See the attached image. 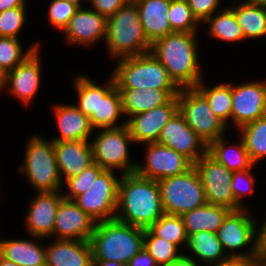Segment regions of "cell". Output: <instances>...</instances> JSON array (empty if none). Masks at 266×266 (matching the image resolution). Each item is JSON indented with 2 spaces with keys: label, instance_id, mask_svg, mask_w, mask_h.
Returning <instances> with one entry per match:
<instances>
[{
  "label": "cell",
  "instance_id": "cell-40",
  "mask_svg": "<svg viewBox=\"0 0 266 266\" xmlns=\"http://www.w3.org/2000/svg\"><path fill=\"white\" fill-rule=\"evenodd\" d=\"M103 170L99 164L94 162L78 176L68 179L65 184L70 192L63 195L64 199L74 201L79 195H82L90 188V185Z\"/></svg>",
  "mask_w": 266,
  "mask_h": 266
},
{
  "label": "cell",
  "instance_id": "cell-54",
  "mask_svg": "<svg viewBox=\"0 0 266 266\" xmlns=\"http://www.w3.org/2000/svg\"><path fill=\"white\" fill-rule=\"evenodd\" d=\"M243 3L266 7V0H247L246 2L244 1Z\"/></svg>",
  "mask_w": 266,
  "mask_h": 266
},
{
  "label": "cell",
  "instance_id": "cell-39",
  "mask_svg": "<svg viewBox=\"0 0 266 266\" xmlns=\"http://www.w3.org/2000/svg\"><path fill=\"white\" fill-rule=\"evenodd\" d=\"M75 89L78 93L79 103L75 106L86 116L96 113L97 105V84L89 77L77 76Z\"/></svg>",
  "mask_w": 266,
  "mask_h": 266
},
{
  "label": "cell",
  "instance_id": "cell-49",
  "mask_svg": "<svg viewBox=\"0 0 266 266\" xmlns=\"http://www.w3.org/2000/svg\"><path fill=\"white\" fill-rule=\"evenodd\" d=\"M261 234V258L266 266V228H259Z\"/></svg>",
  "mask_w": 266,
  "mask_h": 266
},
{
  "label": "cell",
  "instance_id": "cell-28",
  "mask_svg": "<svg viewBox=\"0 0 266 266\" xmlns=\"http://www.w3.org/2000/svg\"><path fill=\"white\" fill-rule=\"evenodd\" d=\"M231 211L227 206L206 203L182 214L181 218L188 236L201 231L216 233Z\"/></svg>",
  "mask_w": 266,
  "mask_h": 266
},
{
  "label": "cell",
  "instance_id": "cell-27",
  "mask_svg": "<svg viewBox=\"0 0 266 266\" xmlns=\"http://www.w3.org/2000/svg\"><path fill=\"white\" fill-rule=\"evenodd\" d=\"M193 251L196 257L203 264L216 265L228 257H256L261 256V253H235L227 254L224 252L220 240L215 232L201 231L188 236L187 247Z\"/></svg>",
  "mask_w": 266,
  "mask_h": 266
},
{
  "label": "cell",
  "instance_id": "cell-35",
  "mask_svg": "<svg viewBox=\"0 0 266 266\" xmlns=\"http://www.w3.org/2000/svg\"><path fill=\"white\" fill-rule=\"evenodd\" d=\"M149 229L157 236L177 247H187L188 234L181 216L163 214Z\"/></svg>",
  "mask_w": 266,
  "mask_h": 266
},
{
  "label": "cell",
  "instance_id": "cell-12",
  "mask_svg": "<svg viewBox=\"0 0 266 266\" xmlns=\"http://www.w3.org/2000/svg\"><path fill=\"white\" fill-rule=\"evenodd\" d=\"M245 210H232L217 230V238L224 252L226 248L235 251L251 243L250 253H261L260 231H257L255 221Z\"/></svg>",
  "mask_w": 266,
  "mask_h": 266
},
{
  "label": "cell",
  "instance_id": "cell-2",
  "mask_svg": "<svg viewBox=\"0 0 266 266\" xmlns=\"http://www.w3.org/2000/svg\"><path fill=\"white\" fill-rule=\"evenodd\" d=\"M195 34L173 32L151 45L150 52L180 89L195 88L202 81Z\"/></svg>",
  "mask_w": 266,
  "mask_h": 266
},
{
  "label": "cell",
  "instance_id": "cell-43",
  "mask_svg": "<svg viewBox=\"0 0 266 266\" xmlns=\"http://www.w3.org/2000/svg\"><path fill=\"white\" fill-rule=\"evenodd\" d=\"M255 178L250 174V169L233 172L231 188L234 194V210L244 208L241 203L243 195L253 193Z\"/></svg>",
  "mask_w": 266,
  "mask_h": 266
},
{
  "label": "cell",
  "instance_id": "cell-29",
  "mask_svg": "<svg viewBox=\"0 0 266 266\" xmlns=\"http://www.w3.org/2000/svg\"><path fill=\"white\" fill-rule=\"evenodd\" d=\"M0 254L18 266H46V248L32 240H0Z\"/></svg>",
  "mask_w": 266,
  "mask_h": 266
},
{
  "label": "cell",
  "instance_id": "cell-5",
  "mask_svg": "<svg viewBox=\"0 0 266 266\" xmlns=\"http://www.w3.org/2000/svg\"><path fill=\"white\" fill-rule=\"evenodd\" d=\"M119 60L112 73L117 88L180 90L165 67L151 52Z\"/></svg>",
  "mask_w": 266,
  "mask_h": 266
},
{
  "label": "cell",
  "instance_id": "cell-18",
  "mask_svg": "<svg viewBox=\"0 0 266 266\" xmlns=\"http://www.w3.org/2000/svg\"><path fill=\"white\" fill-rule=\"evenodd\" d=\"M37 194V197L31 200L26 229L34 236L33 238L43 239L54 235L57 208L64 197L59 191H44Z\"/></svg>",
  "mask_w": 266,
  "mask_h": 266
},
{
  "label": "cell",
  "instance_id": "cell-51",
  "mask_svg": "<svg viewBox=\"0 0 266 266\" xmlns=\"http://www.w3.org/2000/svg\"><path fill=\"white\" fill-rule=\"evenodd\" d=\"M93 266H127L124 263L107 261V260H93Z\"/></svg>",
  "mask_w": 266,
  "mask_h": 266
},
{
  "label": "cell",
  "instance_id": "cell-56",
  "mask_svg": "<svg viewBox=\"0 0 266 266\" xmlns=\"http://www.w3.org/2000/svg\"><path fill=\"white\" fill-rule=\"evenodd\" d=\"M260 228H266V219L264 220V224Z\"/></svg>",
  "mask_w": 266,
  "mask_h": 266
},
{
  "label": "cell",
  "instance_id": "cell-9",
  "mask_svg": "<svg viewBox=\"0 0 266 266\" xmlns=\"http://www.w3.org/2000/svg\"><path fill=\"white\" fill-rule=\"evenodd\" d=\"M92 141L94 162L103 169H123V174L134 173L137 163L129 159L128 143L134 142L127 125L117 128H102Z\"/></svg>",
  "mask_w": 266,
  "mask_h": 266
},
{
  "label": "cell",
  "instance_id": "cell-26",
  "mask_svg": "<svg viewBox=\"0 0 266 266\" xmlns=\"http://www.w3.org/2000/svg\"><path fill=\"white\" fill-rule=\"evenodd\" d=\"M122 96L123 113L130 117L166 104L177 97L179 90L153 88H118Z\"/></svg>",
  "mask_w": 266,
  "mask_h": 266
},
{
  "label": "cell",
  "instance_id": "cell-1",
  "mask_svg": "<svg viewBox=\"0 0 266 266\" xmlns=\"http://www.w3.org/2000/svg\"><path fill=\"white\" fill-rule=\"evenodd\" d=\"M115 216L120 222L148 229L163 214L161 191L156 180L129 173L121 175Z\"/></svg>",
  "mask_w": 266,
  "mask_h": 266
},
{
  "label": "cell",
  "instance_id": "cell-55",
  "mask_svg": "<svg viewBox=\"0 0 266 266\" xmlns=\"http://www.w3.org/2000/svg\"><path fill=\"white\" fill-rule=\"evenodd\" d=\"M67 2L76 5L78 8H82V5L80 4V0H66Z\"/></svg>",
  "mask_w": 266,
  "mask_h": 266
},
{
  "label": "cell",
  "instance_id": "cell-23",
  "mask_svg": "<svg viewBox=\"0 0 266 266\" xmlns=\"http://www.w3.org/2000/svg\"><path fill=\"white\" fill-rule=\"evenodd\" d=\"M145 37L152 45L155 41L173 33L168 12L171 0H136Z\"/></svg>",
  "mask_w": 266,
  "mask_h": 266
},
{
  "label": "cell",
  "instance_id": "cell-34",
  "mask_svg": "<svg viewBox=\"0 0 266 266\" xmlns=\"http://www.w3.org/2000/svg\"><path fill=\"white\" fill-rule=\"evenodd\" d=\"M204 23L210 24L209 34L213 38L225 42L245 39L241 26L238 24L235 13L231 8L220 11L217 16H210Z\"/></svg>",
  "mask_w": 266,
  "mask_h": 266
},
{
  "label": "cell",
  "instance_id": "cell-37",
  "mask_svg": "<svg viewBox=\"0 0 266 266\" xmlns=\"http://www.w3.org/2000/svg\"><path fill=\"white\" fill-rule=\"evenodd\" d=\"M39 43L29 47L25 53L22 52V45L18 38L0 36V66L9 72L22 63L32 52L39 49Z\"/></svg>",
  "mask_w": 266,
  "mask_h": 266
},
{
  "label": "cell",
  "instance_id": "cell-41",
  "mask_svg": "<svg viewBox=\"0 0 266 266\" xmlns=\"http://www.w3.org/2000/svg\"><path fill=\"white\" fill-rule=\"evenodd\" d=\"M25 7H15L0 13V36L18 38L26 21Z\"/></svg>",
  "mask_w": 266,
  "mask_h": 266
},
{
  "label": "cell",
  "instance_id": "cell-8",
  "mask_svg": "<svg viewBox=\"0 0 266 266\" xmlns=\"http://www.w3.org/2000/svg\"><path fill=\"white\" fill-rule=\"evenodd\" d=\"M177 100L179 113L207 146L224 137L228 126L214 114L206 98L196 88H181Z\"/></svg>",
  "mask_w": 266,
  "mask_h": 266
},
{
  "label": "cell",
  "instance_id": "cell-47",
  "mask_svg": "<svg viewBox=\"0 0 266 266\" xmlns=\"http://www.w3.org/2000/svg\"><path fill=\"white\" fill-rule=\"evenodd\" d=\"M127 266H158V264L143 248L128 262Z\"/></svg>",
  "mask_w": 266,
  "mask_h": 266
},
{
  "label": "cell",
  "instance_id": "cell-14",
  "mask_svg": "<svg viewBox=\"0 0 266 266\" xmlns=\"http://www.w3.org/2000/svg\"><path fill=\"white\" fill-rule=\"evenodd\" d=\"M157 143L170 147L193 164L207 153L208 148L206 143L187 125L179 111L163 127Z\"/></svg>",
  "mask_w": 266,
  "mask_h": 266
},
{
  "label": "cell",
  "instance_id": "cell-33",
  "mask_svg": "<svg viewBox=\"0 0 266 266\" xmlns=\"http://www.w3.org/2000/svg\"><path fill=\"white\" fill-rule=\"evenodd\" d=\"M238 130L254 164L266 157V116L245 124Z\"/></svg>",
  "mask_w": 266,
  "mask_h": 266
},
{
  "label": "cell",
  "instance_id": "cell-44",
  "mask_svg": "<svg viewBox=\"0 0 266 266\" xmlns=\"http://www.w3.org/2000/svg\"><path fill=\"white\" fill-rule=\"evenodd\" d=\"M191 8L193 16L200 23L205 22L210 16L214 15L220 0H186Z\"/></svg>",
  "mask_w": 266,
  "mask_h": 266
},
{
  "label": "cell",
  "instance_id": "cell-52",
  "mask_svg": "<svg viewBox=\"0 0 266 266\" xmlns=\"http://www.w3.org/2000/svg\"><path fill=\"white\" fill-rule=\"evenodd\" d=\"M7 72L0 66V92L6 85Z\"/></svg>",
  "mask_w": 266,
  "mask_h": 266
},
{
  "label": "cell",
  "instance_id": "cell-21",
  "mask_svg": "<svg viewBox=\"0 0 266 266\" xmlns=\"http://www.w3.org/2000/svg\"><path fill=\"white\" fill-rule=\"evenodd\" d=\"M58 169L63 180L78 176L94 163L89 141H54Z\"/></svg>",
  "mask_w": 266,
  "mask_h": 266
},
{
  "label": "cell",
  "instance_id": "cell-48",
  "mask_svg": "<svg viewBox=\"0 0 266 266\" xmlns=\"http://www.w3.org/2000/svg\"><path fill=\"white\" fill-rule=\"evenodd\" d=\"M15 7H26L25 0H0V13Z\"/></svg>",
  "mask_w": 266,
  "mask_h": 266
},
{
  "label": "cell",
  "instance_id": "cell-38",
  "mask_svg": "<svg viewBox=\"0 0 266 266\" xmlns=\"http://www.w3.org/2000/svg\"><path fill=\"white\" fill-rule=\"evenodd\" d=\"M168 20L174 32L196 33L199 25L186 0H171Z\"/></svg>",
  "mask_w": 266,
  "mask_h": 266
},
{
  "label": "cell",
  "instance_id": "cell-16",
  "mask_svg": "<svg viewBox=\"0 0 266 266\" xmlns=\"http://www.w3.org/2000/svg\"><path fill=\"white\" fill-rule=\"evenodd\" d=\"M177 111V97H172L162 106L135 114L129 119H126L127 126L134 142L146 144L158 142L163 127Z\"/></svg>",
  "mask_w": 266,
  "mask_h": 266
},
{
  "label": "cell",
  "instance_id": "cell-10",
  "mask_svg": "<svg viewBox=\"0 0 266 266\" xmlns=\"http://www.w3.org/2000/svg\"><path fill=\"white\" fill-rule=\"evenodd\" d=\"M120 179L104 169L74 202L97 223L115 219Z\"/></svg>",
  "mask_w": 266,
  "mask_h": 266
},
{
  "label": "cell",
  "instance_id": "cell-11",
  "mask_svg": "<svg viewBox=\"0 0 266 266\" xmlns=\"http://www.w3.org/2000/svg\"><path fill=\"white\" fill-rule=\"evenodd\" d=\"M194 167L201 178L206 202L227 206L234 210V194L231 188L233 172L218 163L208 153L203 155Z\"/></svg>",
  "mask_w": 266,
  "mask_h": 266
},
{
  "label": "cell",
  "instance_id": "cell-13",
  "mask_svg": "<svg viewBox=\"0 0 266 266\" xmlns=\"http://www.w3.org/2000/svg\"><path fill=\"white\" fill-rule=\"evenodd\" d=\"M145 165H136L135 173L141 177L160 180L181 175L194 164L182 154L157 142L147 143Z\"/></svg>",
  "mask_w": 266,
  "mask_h": 266
},
{
  "label": "cell",
  "instance_id": "cell-17",
  "mask_svg": "<svg viewBox=\"0 0 266 266\" xmlns=\"http://www.w3.org/2000/svg\"><path fill=\"white\" fill-rule=\"evenodd\" d=\"M96 223L74 201L63 199L57 208L54 235L56 239L90 241Z\"/></svg>",
  "mask_w": 266,
  "mask_h": 266
},
{
  "label": "cell",
  "instance_id": "cell-25",
  "mask_svg": "<svg viewBox=\"0 0 266 266\" xmlns=\"http://www.w3.org/2000/svg\"><path fill=\"white\" fill-rule=\"evenodd\" d=\"M60 136L52 141H88L94 128L90 118L75 105H58L54 109Z\"/></svg>",
  "mask_w": 266,
  "mask_h": 266
},
{
  "label": "cell",
  "instance_id": "cell-31",
  "mask_svg": "<svg viewBox=\"0 0 266 266\" xmlns=\"http://www.w3.org/2000/svg\"><path fill=\"white\" fill-rule=\"evenodd\" d=\"M246 38L266 36V7L241 3L231 6Z\"/></svg>",
  "mask_w": 266,
  "mask_h": 266
},
{
  "label": "cell",
  "instance_id": "cell-42",
  "mask_svg": "<svg viewBox=\"0 0 266 266\" xmlns=\"http://www.w3.org/2000/svg\"><path fill=\"white\" fill-rule=\"evenodd\" d=\"M79 8L66 0H53L49 6V23L55 28L64 31L71 17Z\"/></svg>",
  "mask_w": 266,
  "mask_h": 266
},
{
  "label": "cell",
  "instance_id": "cell-36",
  "mask_svg": "<svg viewBox=\"0 0 266 266\" xmlns=\"http://www.w3.org/2000/svg\"><path fill=\"white\" fill-rule=\"evenodd\" d=\"M144 249L158 266H172L184 254L178 252L176 245L157 237L149 228L144 231Z\"/></svg>",
  "mask_w": 266,
  "mask_h": 266
},
{
  "label": "cell",
  "instance_id": "cell-50",
  "mask_svg": "<svg viewBox=\"0 0 266 266\" xmlns=\"http://www.w3.org/2000/svg\"><path fill=\"white\" fill-rule=\"evenodd\" d=\"M177 266H198V264L194 258H191L190 256L183 254L177 260Z\"/></svg>",
  "mask_w": 266,
  "mask_h": 266
},
{
  "label": "cell",
  "instance_id": "cell-32",
  "mask_svg": "<svg viewBox=\"0 0 266 266\" xmlns=\"http://www.w3.org/2000/svg\"><path fill=\"white\" fill-rule=\"evenodd\" d=\"M201 81L195 88L206 98L214 114L227 126L232 112V85L208 88Z\"/></svg>",
  "mask_w": 266,
  "mask_h": 266
},
{
  "label": "cell",
  "instance_id": "cell-15",
  "mask_svg": "<svg viewBox=\"0 0 266 266\" xmlns=\"http://www.w3.org/2000/svg\"><path fill=\"white\" fill-rule=\"evenodd\" d=\"M266 116V81L232 85L231 118L238 129Z\"/></svg>",
  "mask_w": 266,
  "mask_h": 266
},
{
  "label": "cell",
  "instance_id": "cell-45",
  "mask_svg": "<svg viewBox=\"0 0 266 266\" xmlns=\"http://www.w3.org/2000/svg\"><path fill=\"white\" fill-rule=\"evenodd\" d=\"M93 10L101 14L102 16L109 18L121 7H123L128 0H88Z\"/></svg>",
  "mask_w": 266,
  "mask_h": 266
},
{
  "label": "cell",
  "instance_id": "cell-6",
  "mask_svg": "<svg viewBox=\"0 0 266 266\" xmlns=\"http://www.w3.org/2000/svg\"><path fill=\"white\" fill-rule=\"evenodd\" d=\"M25 163L19 168L37 192L59 191L62 181L55 150L54 141H46L34 135L27 143Z\"/></svg>",
  "mask_w": 266,
  "mask_h": 266
},
{
  "label": "cell",
  "instance_id": "cell-24",
  "mask_svg": "<svg viewBox=\"0 0 266 266\" xmlns=\"http://www.w3.org/2000/svg\"><path fill=\"white\" fill-rule=\"evenodd\" d=\"M46 248V266H93L90 241L57 239Z\"/></svg>",
  "mask_w": 266,
  "mask_h": 266
},
{
  "label": "cell",
  "instance_id": "cell-3",
  "mask_svg": "<svg viewBox=\"0 0 266 266\" xmlns=\"http://www.w3.org/2000/svg\"><path fill=\"white\" fill-rule=\"evenodd\" d=\"M145 229L118 221L96 223L91 236L93 260H107L128 264L144 248Z\"/></svg>",
  "mask_w": 266,
  "mask_h": 266
},
{
  "label": "cell",
  "instance_id": "cell-4",
  "mask_svg": "<svg viewBox=\"0 0 266 266\" xmlns=\"http://www.w3.org/2000/svg\"><path fill=\"white\" fill-rule=\"evenodd\" d=\"M107 48L111 57L123 58L149 53L151 44L144 35L135 2L128 1L107 18Z\"/></svg>",
  "mask_w": 266,
  "mask_h": 266
},
{
  "label": "cell",
  "instance_id": "cell-19",
  "mask_svg": "<svg viewBox=\"0 0 266 266\" xmlns=\"http://www.w3.org/2000/svg\"><path fill=\"white\" fill-rule=\"evenodd\" d=\"M67 42L90 46L100 38L106 39L107 18L95 10L79 8L64 29Z\"/></svg>",
  "mask_w": 266,
  "mask_h": 266
},
{
  "label": "cell",
  "instance_id": "cell-53",
  "mask_svg": "<svg viewBox=\"0 0 266 266\" xmlns=\"http://www.w3.org/2000/svg\"><path fill=\"white\" fill-rule=\"evenodd\" d=\"M0 266H18L17 264L13 263L10 260L5 259L1 254H0Z\"/></svg>",
  "mask_w": 266,
  "mask_h": 266
},
{
  "label": "cell",
  "instance_id": "cell-46",
  "mask_svg": "<svg viewBox=\"0 0 266 266\" xmlns=\"http://www.w3.org/2000/svg\"><path fill=\"white\" fill-rule=\"evenodd\" d=\"M261 256L256 257H228L214 266H262Z\"/></svg>",
  "mask_w": 266,
  "mask_h": 266
},
{
  "label": "cell",
  "instance_id": "cell-30",
  "mask_svg": "<svg viewBox=\"0 0 266 266\" xmlns=\"http://www.w3.org/2000/svg\"><path fill=\"white\" fill-rule=\"evenodd\" d=\"M225 144V139L220 137L208 145L207 153L231 172L251 169L255 165L250 159L242 139L240 145H236L233 151Z\"/></svg>",
  "mask_w": 266,
  "mask_h": 266
},
{
  "label": "cell",
  "instance_id": "cell-22",
  "mask_svg": "<svg viewBox=\"0 0 266 266\" xmlns=\"http://www.w3.org/2000/svg\"><path fill=\"white\" fill-rule=\"evenodd\" d=\"M122 115L124 113L121 92L117 88L112 76L105 87L97 85L96 113H92L89 116L90 122L94 129L117 128L127 125V122L117 125Z\"/></svg>",
  "mask_w": 266,
  "mask_h": 266
},
{
  "label": "cell",
  "instance_id": "cell-7",
  "mask_svg": "<svg viewBox=\"0 0 266 266\" xmlns=\"http://www.w3.org/2000/svg\"><path fill=\"white\" fill-rule=\"evenodd\" d=\"M157 182L165 214L181 216L207 203L201 178L194 166L181 175Z\"/></svg>",
  "mask_w": 266,
  "mask_h": 266
},
{
  "label": "cell",
  "instance_id": "cell-20",
  "mask_svg": "<svg viewBox=\"0 0 266 266\" xmlns=\"http://www.w3.org/2000/svg\"><path fill=\"white\" fill-rule=\"evenodd\" d=\"M39 49H36L22 63L7 72L6 85L10 84L11 95L28 104L36 95L41 79Z\"/></svg>",
  "mask_w": 266,
  "mask_h": 266
}]
</instances>
